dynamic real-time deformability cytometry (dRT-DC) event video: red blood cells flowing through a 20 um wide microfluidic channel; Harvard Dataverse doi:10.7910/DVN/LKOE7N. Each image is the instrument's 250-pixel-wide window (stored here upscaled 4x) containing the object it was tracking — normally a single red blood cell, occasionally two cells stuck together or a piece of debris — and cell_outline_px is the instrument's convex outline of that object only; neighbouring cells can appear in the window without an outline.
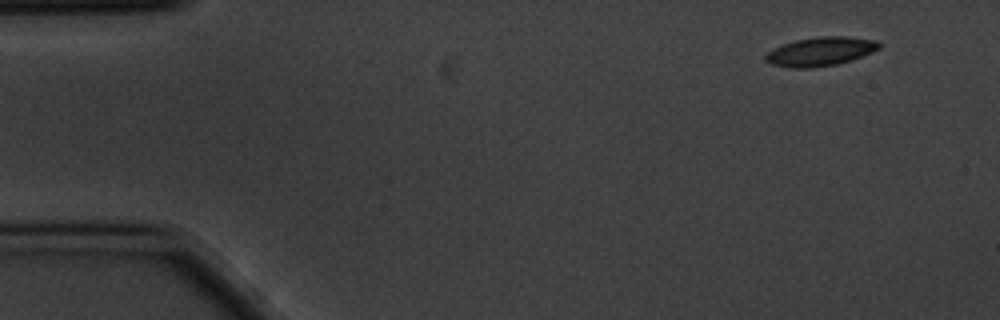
{"species": "common noctule bat (a hibernating species)", "species_latin": "Nyctalus noctula", "temperature_condition": "cold", "stored_images_in_passage": 4, "camera_frame_rate_fps": 3000, "um_per_image_px": 0.085, "animal": {"sex": "male", "body_mass_g": 20.1, "forearm_length_mm": 53.5}, "frame": {"image": 1, "passage_image": 1, "time_ms": 0.0, "image_size_px": [1000, 320], "cell_outline_px": [[884, 44], [880, 48], [872, 52], [836, 64], [812, 68], [788, 68], [772, 64], [764, 60], [764, 56], [772, 48], [796, 40], [820, 36], [844, 36], [876, 40]], "centroid_in_image_um": [69.72, 4.37], "position_along_channel_um": 15.3, "area_um2": 19.07}}
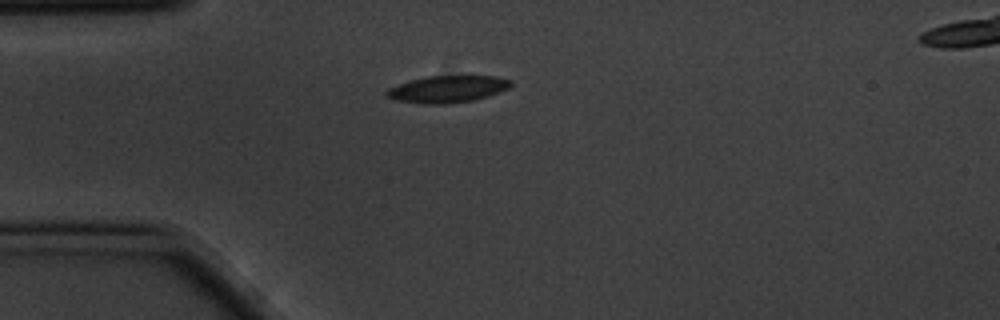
{"frame": {"image": 2, "passage_image": 4, "time_ms": 1.0, "image_size_px": [1000, 320], "cell_outline_px": [[512, 84], [508, 88], [500, 92], [488, 96], [472, 100], [444, 104], [420, 104], [396, 100], [384, 96], [384, 92], [388, 88], [412, 80], [428, 76], [496, 76], [512, 80]], "centroid_in_image_um": [38.02, 7.58], "position_along_channel_um": 47.0, "area_um2": 19.48}}